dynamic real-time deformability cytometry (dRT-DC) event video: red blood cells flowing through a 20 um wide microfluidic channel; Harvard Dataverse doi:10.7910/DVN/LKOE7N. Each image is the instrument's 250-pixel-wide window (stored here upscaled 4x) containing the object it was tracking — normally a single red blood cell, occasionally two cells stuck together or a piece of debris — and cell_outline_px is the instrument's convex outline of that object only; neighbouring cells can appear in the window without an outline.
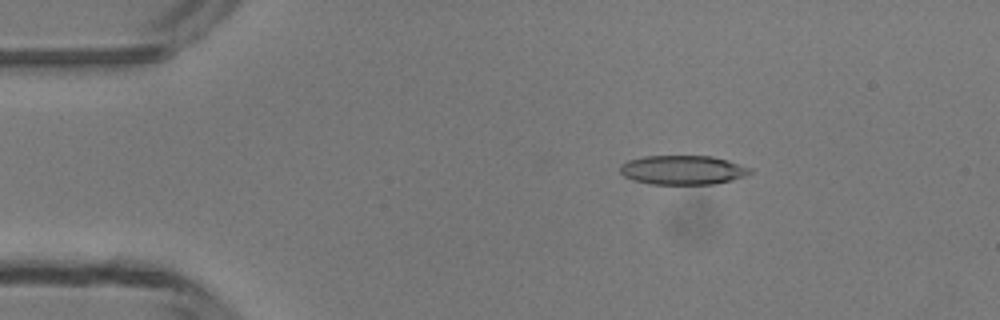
{"species": "common noctule bat (a hibernating species)", "species_latin": "Nyctalus noctula", "temperature_condition": "room temperature", "stored_images_in_passage": 48, "camera_frame_rate_fps": 3000, "um_per_image_px": 0.085, "animal": {"sex": "male", "body_mass_g": 13.3}, "frame": {"image": 1, "passage_image": 8, "time_ms": 2.333, "image_size_px": [1000, 320], "cell_outline_px": [[752, 172], [744, 176], [732, 180], [712, 184], [652, 184], [632, 180], [624, 176], [620, 172], [620, 164], [628, 160], [644, 156], [712, 156], [728, 160], [752, 168]], "centroid_in_image_um": [58.02, 14.44], "position_along_channel_um": 27.0, "area_um2": 22.2}}
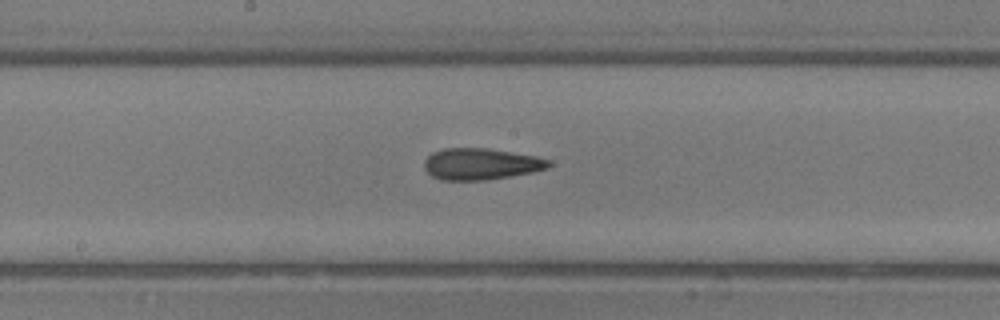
{"frame": {"image": 2, "passage_image": 25, "time_ms": 8.0, "image_size_px": [1000, 320], "cell_outline_px": [[552, 164], [548, 168], [532, 172], [488, 180], [440, 180], [432, 176], [424, 168], [424, 160], [432, 152], [444, 148], [484, 148], [536, 156], [548, 160]], "centroid_in_image_um": [40.84, 13.94], "position_along_channel_um": 207.4, "area_um2": 22.77}}
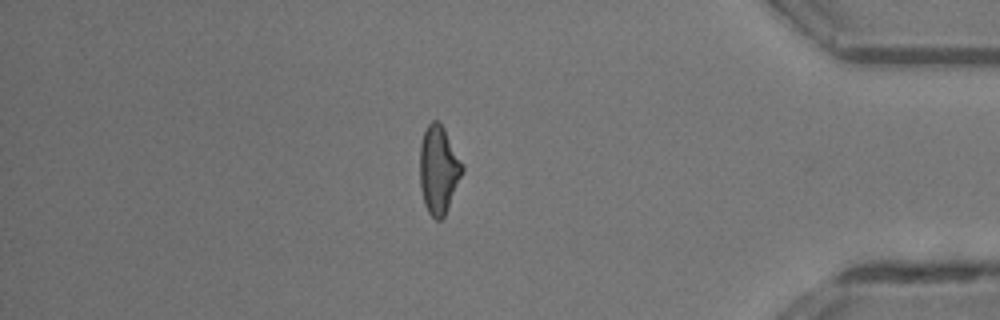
{"frame": {"image": 3, "passage_image": 41, "time_ms": 13.333, "image_size_px": [1000, 320], "cell_outline_px": [[464, 172], [444, 216], [440, 220], [436, 220], [428, 212], [424, 204], [420, 188], [420, 144], [424, 132], [428, 124], [432, 120], [436, 120], [444, 128], [464, 168]], "centroid_in_image_um": [37.27, 14.45], "position_along_channel_um": 397.9, "area_um2": 21.62}, "authors_computed_cell_mechanics": {"area_um2": 22.2819, "velocity_mm_per_s": 4.2709, "shape_relaxation_time_tau1_ms": 6.8287, "shape_relaxation_time_tau2_ms": 2.8352, "deformation_change_tau1": 0.1598, "deformation_change_tau2": 0.1423}}